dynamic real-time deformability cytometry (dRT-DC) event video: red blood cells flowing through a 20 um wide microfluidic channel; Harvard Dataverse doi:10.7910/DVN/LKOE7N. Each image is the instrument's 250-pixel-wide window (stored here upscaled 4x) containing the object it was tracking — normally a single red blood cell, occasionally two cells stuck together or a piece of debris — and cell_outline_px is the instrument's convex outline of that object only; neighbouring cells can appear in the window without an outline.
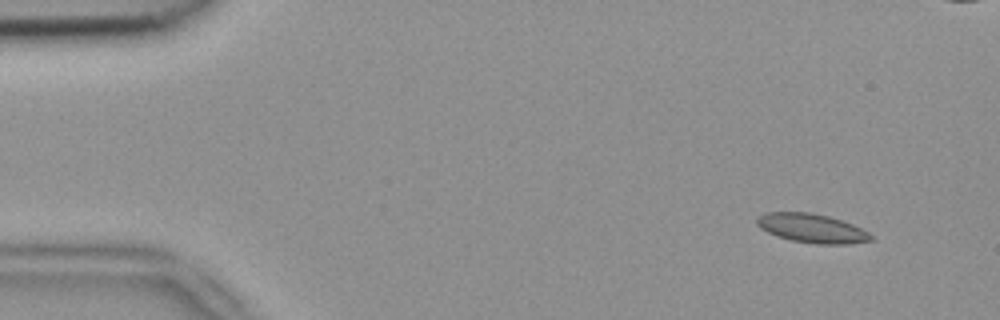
{"species": "common noctule bat (a hibernating species)", "species_latin": "Nyctalus noctula", "temperature_condition": "room temperature", "stored_images_in_passage": 5, "camera_frame_rate_fps": 3000, "um_per_image_px": 0.085, "animal": {"sex": "female", "body_mass_g": 18.4}, "frame": {"image": 1, "passage_image": 1, "time_ms": 0.0, "image_size_px": [1000, 320], "cell_outline_px": [[872, 240], [848, 244], [816, 244], [792, 240], [776, 236], [760, 228], [756, 224], [756, 220], [760, 216], [768, 212], [812, 212], [828, 216], [852, 224], [868, 232], [872, 236]], "centroid_in_image_um": [68.99, 19.4], "position_along_channel_um": 16.0, "area_um2": 19.13}}